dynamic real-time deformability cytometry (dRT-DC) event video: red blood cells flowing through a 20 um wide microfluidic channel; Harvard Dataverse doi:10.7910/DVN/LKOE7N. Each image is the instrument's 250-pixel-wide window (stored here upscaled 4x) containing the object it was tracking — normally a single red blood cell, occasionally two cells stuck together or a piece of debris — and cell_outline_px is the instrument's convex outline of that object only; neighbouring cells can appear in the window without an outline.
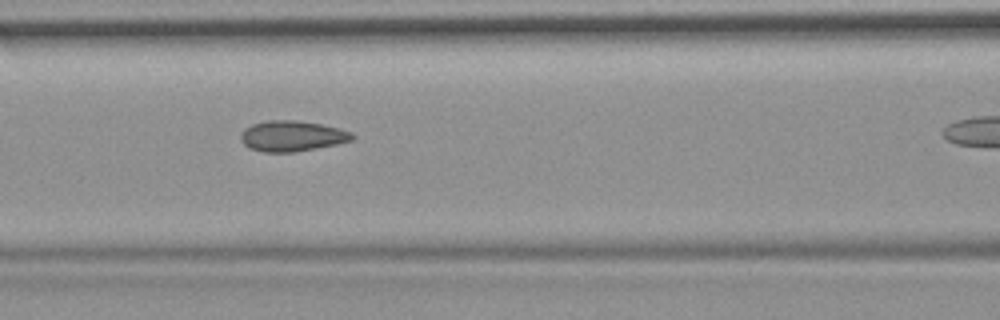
{"species": "common noctule bat (a hibernating species)", "species_latin": "Nyctalus noctula", "temperature_condition": "room temperature", "stored_images_in_passage": 14, "camera_frame_rate_fps": 3000, "um_per_image_px": 0.085, "animal": {"sex": "female", "body_mass_g": 19.9}, "frame": {"image": 1, "passage_image": 5, "time_ms": 1.333, "image_size_px": [1000, 320], "cell_outline_px": [[356, 136], [352, 140], [336, 144], [316, 148], [292, 152], [264, 152], [248, 148], [240, 140], [240, 136], [244, 128], [252, 124], [268, 120], [296, 120], [320, 124], [340, 128], [352, 132]], "centroid_in_image_um": [24.81, 11.56], "position_along_channel_um": 141.8, "area_um2": 19.94}}